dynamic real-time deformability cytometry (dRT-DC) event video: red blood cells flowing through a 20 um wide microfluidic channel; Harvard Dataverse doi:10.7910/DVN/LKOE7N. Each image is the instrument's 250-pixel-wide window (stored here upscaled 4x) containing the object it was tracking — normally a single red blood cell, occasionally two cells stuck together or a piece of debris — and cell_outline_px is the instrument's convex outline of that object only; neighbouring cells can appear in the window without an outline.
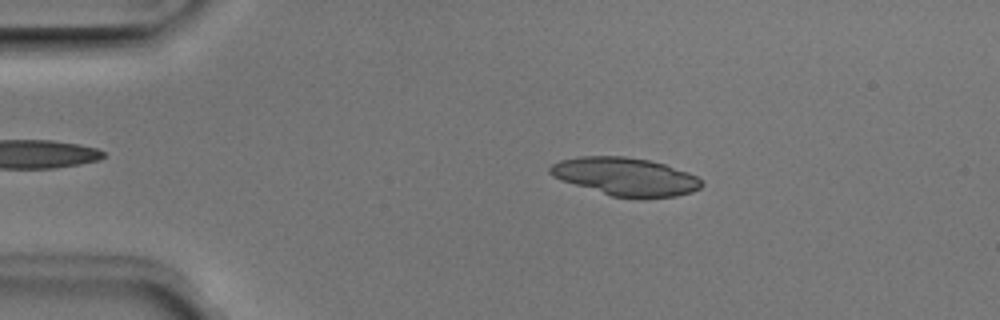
{"species": "Egyptian fruit bat (a non-hibernating species)", "species_latin": "Rousettus aegyptiacus", "temperature_condition": "room temperature", "stored_images_in_passage": 50, "camera_frame_rate_fps": 3000, "um_per_image_px": 0.085, "animal": {"sex": "male"}, "frame": {"image": 1, "passage_image": 9, "time_ms": 2.667, "image_size_px": [1000, 320], "cell_outline_px": [[704, 184], [700, 188], [692, 192], [676, 196], [644, 200], [640, 200], [612, 196], [552, 176], [548, 172], [548, 168], [552, 164], [560, 160], [580, 156], [624, 156], [648, 160], [664, 164], [688, 172], [704, 180]], "centroid_in_image_um": [53.23, 15.03], "position_along_channel_um": 31.8, "area_um2": 33.87}}